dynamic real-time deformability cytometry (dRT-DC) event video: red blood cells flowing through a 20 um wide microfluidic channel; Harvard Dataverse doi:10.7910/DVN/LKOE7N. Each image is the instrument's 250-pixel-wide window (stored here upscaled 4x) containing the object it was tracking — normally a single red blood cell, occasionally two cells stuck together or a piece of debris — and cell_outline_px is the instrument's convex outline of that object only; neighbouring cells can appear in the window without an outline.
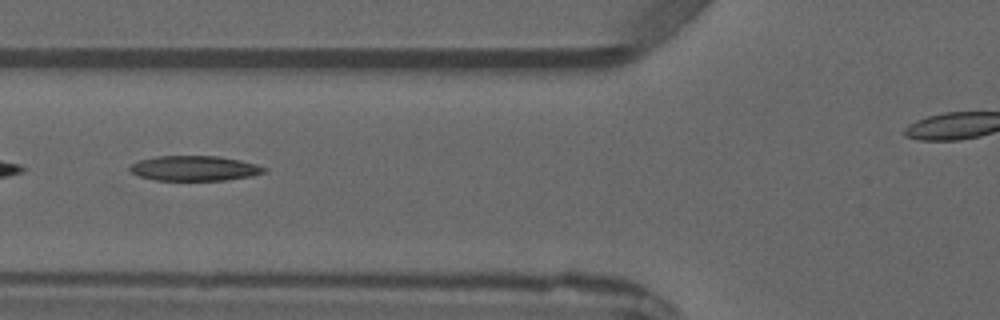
{"species": "common noctule bat (a hibernating species)", "species_latin": "Nyctalus noctula", "temperature_condition": "warm", "stored_images_in_passage": 2, "camera_frame_rate_fps": 3000, "um_per_image_px": 0.085, "animal": {"sex": "male", "forearm_length_mm": 52.5}, "frame": {"image": 1, "passage_image": 2, "time_ms": 1.0, "image_size_px": [1000, 320], "cell_outline_px": [[264, 172], [252, 176], [224, 180], [156, 180], [140, 176], [132, 172], [128, 168], [132, 164], [140, 160], [156, 156], [216, 156], [240, 160], [256, 164], [264, 168]], "centroid_in_image_um": [16.51, 14.3], "position_along_channel_um": 109.3, "area_um2": 19.31}}